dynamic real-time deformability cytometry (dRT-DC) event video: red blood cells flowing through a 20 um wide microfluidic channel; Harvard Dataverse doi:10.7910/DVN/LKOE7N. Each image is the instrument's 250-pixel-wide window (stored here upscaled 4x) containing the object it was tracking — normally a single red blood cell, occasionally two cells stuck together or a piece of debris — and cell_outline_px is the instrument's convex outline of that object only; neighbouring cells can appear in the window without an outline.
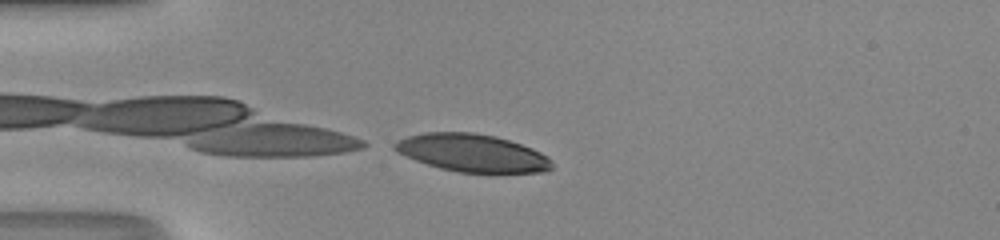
{"species": "human", "species_latin": "Homo sapiens", "temperature_condition": "room temperature", "stored_images_in_passage": 5, "camera_frame_rate_fps": 3000, "um_per_image_px": 0.085, "donor": {"sex": "male"}, "frame": {"image": 1, "passage_image": 5, "time_ms": 1.333, "image_size_px": [1000, 240], "cell_outline_px": [[556, 168], [544, 172], [460, 172], [440, 168], [416, 160], [396, 152], [392, 148], [392, 144], [408, 136], [424, 132], [472, 132], [496, 136], [532, 148], [548, 156], [552, 160]], "centroid_in_image_um": [40.17, 13.0], "position_along_channel_um": 44.8, "area_um2": 34.51}}